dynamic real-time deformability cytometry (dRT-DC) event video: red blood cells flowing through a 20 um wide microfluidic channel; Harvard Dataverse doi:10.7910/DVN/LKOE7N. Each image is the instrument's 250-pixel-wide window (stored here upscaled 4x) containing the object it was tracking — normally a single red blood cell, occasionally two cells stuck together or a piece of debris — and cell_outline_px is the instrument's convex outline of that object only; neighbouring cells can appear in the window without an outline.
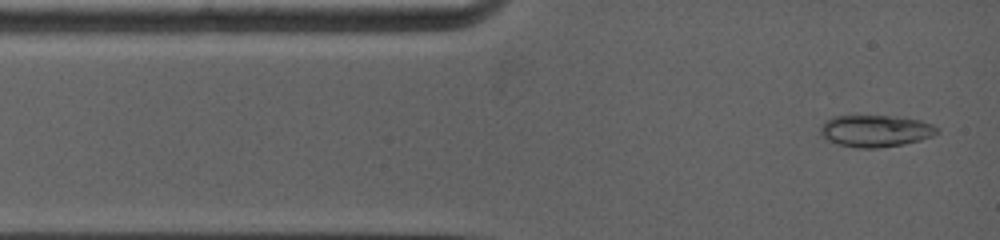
{"species": "common noctule bat (a hibernating species)", "species_latin": "Nyctalus noctula", "temperature_condition": "warm", "stored_images_in_passage": 61, "camera_frame_rate_fps": 5000, "um_per_image_px": 0.085, "animal": {"sex": "female", "body_mass_g": 19.0, "forearm_length_mm": 53.3}, "frame": {"image": 1, "passage_image": 1, "time_ms": 0.0, "image_size_px": [1000, 240], "cell_outline_px": [[936, 132], [932, 136], [920, 140], [904, 144], [876, 148], [856, 148], [840, 144], [828, 140], [820, 136], [820, 128], [824, 120], [832, 116], [888, 116], [920, 120], [932, 124], [936, 128]], "centroid_in_image_um": [74.35, 11.13], "position_along_channel_um": 10.6, "area_um2": 21.5}}
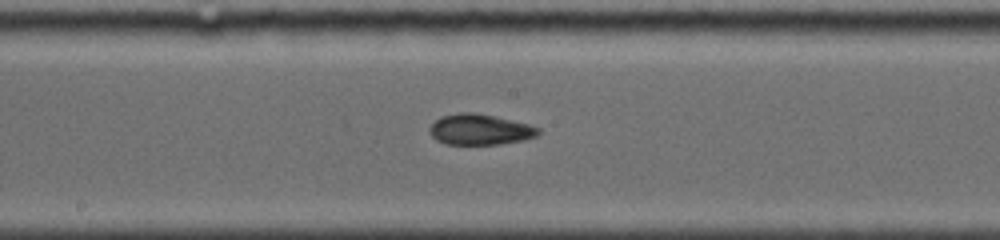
{"frame": {"image": 2, "passage_image": 21, "time_ms": 6.0, "image_size_px": [1000, 240], "cell_outline_px": [[540, 132], [536, 136], [524, 140], [500, 144], [444, 144], [436, 140], [428, 132], [428, 128], [440, 116], [460, 112], [476, 112], [496, 116], [528, 124], [540, 128]], "centroid_in_image_um": [40.77, 11.0], "position_along_channel_um": 207.4, "area_um2": 19.65}}
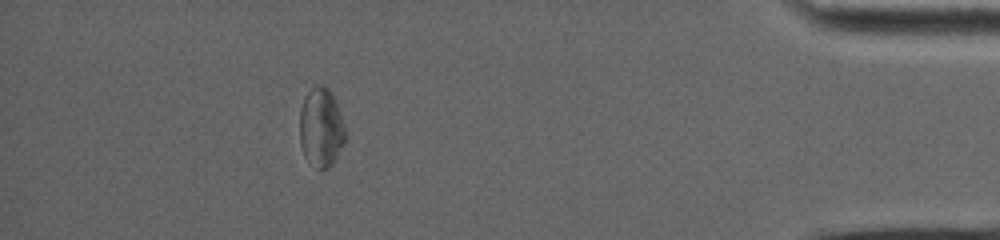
{"frame": {"image": 3, "passage_image": 44, "time_ms": 12.6, "image_size_px": [1000, 240], "cell_outline_px": [[344, 144], [332, 164], [328, 168], [316, 168], [304, 156], [300, 144], [300, 108], [304, 96], [312, 84], [320, 84], [328, 88], [332, 92], [336, 100], [344, 124]], "centroid_in_image_um": [27.27, 10.78], "position_along_channel_um": 407.9, "area_um2": 21.27}, "authors_computed_cell_mechanics": {"area_um2": 20.1144, "velocity_mm_per_s": 3.9585, "shape_relaxation_time_tau1_ms": null, "shape_relaxation_time_tau2_ms": 4.7132, "deformation_change_tau1": null, "deformation_change_tau2": 0.0842}}